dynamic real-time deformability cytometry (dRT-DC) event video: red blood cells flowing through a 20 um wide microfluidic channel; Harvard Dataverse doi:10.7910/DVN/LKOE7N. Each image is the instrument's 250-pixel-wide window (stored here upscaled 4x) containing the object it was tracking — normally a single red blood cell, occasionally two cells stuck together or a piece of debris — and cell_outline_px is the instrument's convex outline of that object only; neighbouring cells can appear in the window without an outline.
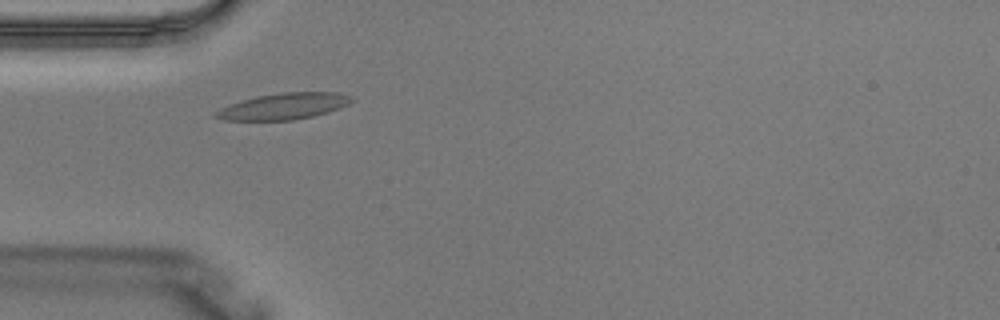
{"species": "Egyptian fruit bat (a non-hibernating species)", "species_latin": "Rousettus aegyptiacus", "temperature_condition": "warm", "stored_images_in_passage": 2, "camera_frame_rate_fps": 3000, "um_per_image_px": 0.085, "animal": {"sex": "male"}, "frame": {"image": 1, "passage_image": 2, "time_ms": 0.333, "image_size_px": [1000, 320], "cell_outline_px": [[352, 100], [348, 104], [328, 112], [312, 116], [292, 120], [220, 120], [212, 116], [220, 108], [256, 96], [284, 92], [340, 92], [352, 96]], "centroid_in_image_um": [24.12, 9.03], "position_along_channel_um": 60.9, "area_um2": 20.63}}